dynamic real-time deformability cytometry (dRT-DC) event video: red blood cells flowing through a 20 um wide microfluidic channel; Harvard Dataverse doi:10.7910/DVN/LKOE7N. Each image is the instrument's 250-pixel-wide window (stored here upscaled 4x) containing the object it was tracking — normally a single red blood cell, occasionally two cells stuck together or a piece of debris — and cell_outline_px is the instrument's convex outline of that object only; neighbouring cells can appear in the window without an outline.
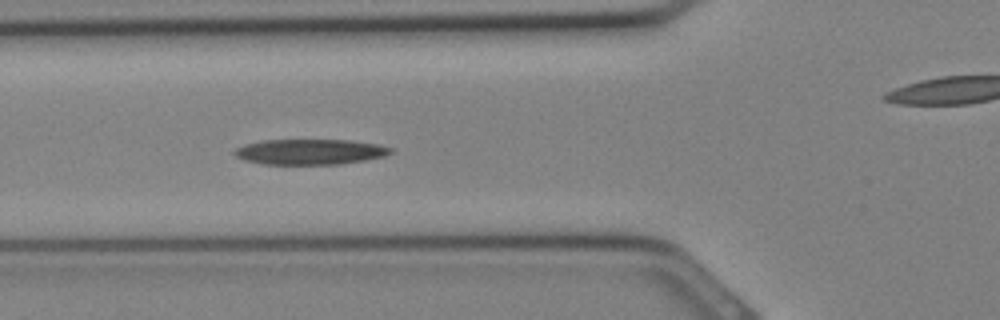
{"species": "Egyptian fruit bat (a non-hibernating species)", "species_latin": "Rousettus aegyptiacus", "temperature_condition": "cold", "stored_images_in_passage": 6, "segment_of_instrument_passage": [1, 2], "camera_frame_rate_fps": 3000, "um_per_image_px": 0.085, "animal": {"sex": "female"}, "frame": {"image": 1, "passage_image": 5, "time_ms": 1.333, "image_size_px": [1000, 320], "cell_outline_px": [[392, 152], [384, 156], [364, 160], [340, 164], [264, 164], [244, 160], [236, 156], [232, 152], [236, 148], [244, 144], [260, 140], [352, 140], [376, 144], [392, 148]], "centroid_in_image_um": [26.31, 12.9], "position_along_channel_um": 99.5, "area_um2": 23.12}}